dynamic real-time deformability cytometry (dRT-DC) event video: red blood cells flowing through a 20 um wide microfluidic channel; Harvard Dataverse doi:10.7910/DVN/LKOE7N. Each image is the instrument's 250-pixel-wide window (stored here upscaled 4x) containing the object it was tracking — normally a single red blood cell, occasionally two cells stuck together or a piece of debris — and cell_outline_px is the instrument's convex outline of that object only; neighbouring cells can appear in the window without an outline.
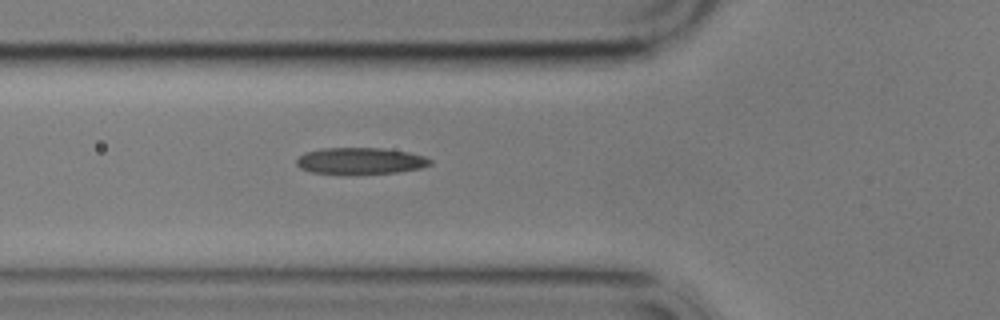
{"species": "common noctule bat (a hibernating species)", "species_latin": "Nyctalus noctula", "temperature_condition": "cold", "stored_images_in_passage": 5, "camera_frame_rate_fps": 3000, "um_per_image_px": 0.085, "animal": {"sex": "male", "body_mass_g": 17.9}, "frame": {"image": 1, "passage_image": 5, "time_ms": 6.333, "image_size_px": [1000, 320], "cell_outline_px": [[432, 164], [420, 168], [396, 172], [356, 176], [340, 176], [312, 172], [300, 168], [296, 164], [296, 160], [304, 152], [320, 148], [384, 148], [408, 152], [424, 156], [432, 160]], "centroid_in_image_um": [30.59, 13.71], "position_along_channel_um": 95.2, "area_um2": 21.5}}